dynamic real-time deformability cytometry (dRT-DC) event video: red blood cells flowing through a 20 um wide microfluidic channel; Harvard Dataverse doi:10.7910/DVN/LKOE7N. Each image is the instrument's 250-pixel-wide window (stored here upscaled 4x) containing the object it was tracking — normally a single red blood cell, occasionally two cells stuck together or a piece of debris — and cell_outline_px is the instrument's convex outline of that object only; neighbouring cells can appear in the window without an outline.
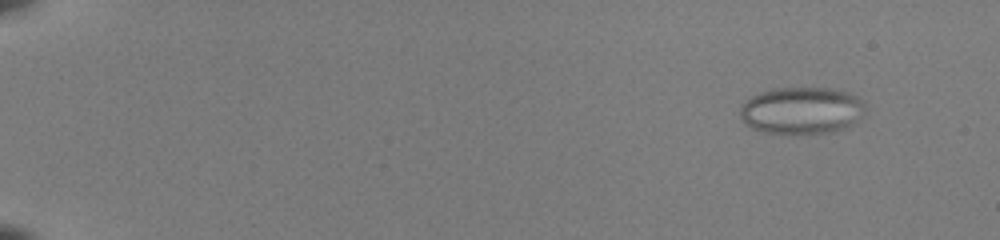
{"species": "common noctule bat (a hibernating species)", "species_latin": "Nyctalus noctula", "temperature_condition": "room temperature", "stored_images_in_passage": 54, "camera_frame_rate_fps": 3000, "um_per_image_px": 0.085, "animal": {"sex": "female", "body_mass_g": 22.0, "forearm_length_mm": 56.7}, "frame": {"image": 1, "passage_image": 6, "time_ms": 1.667, "image_size_px": [1000, 240], "cell_outline_px": [[860, 104], [848, 124], [832, 132], [764, 132], [752, 128], [740, 116], [740, 108], [752, 96], [764, 92], [780, 88], [828, 88], [848, 92], [856, 96], [860, 100]], "centroid_in_image_um": [68.0, 9.36], "position_along_channel_um": 17.0, "area_um2": 32.19}}
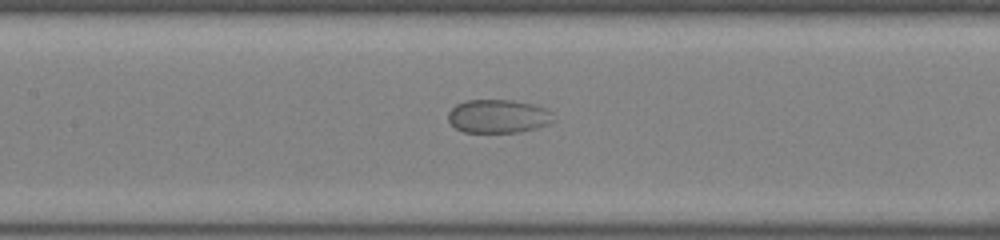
{"frame": {"image": 2, "passage_image": 29, "time_ms": 9.333, "image_size_px": [1000, 240], "cell_outline_px": [[556, 120], [536, 128], [520, 132], [464, 132], [456, 128], [448, 120], [448, 112], [456, 104], [468, 100], [512, 100], [532, 104], [544, 108], [552, 112]], "centroid_in_image_um": [42.35, 9.88], "position_along_channel_um": 165.0, "area_um2": 20.52}}
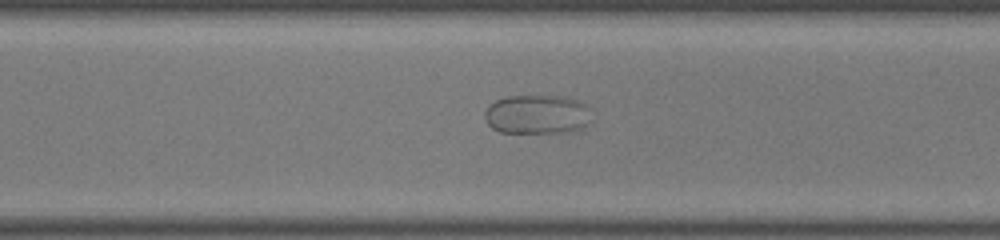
{"frame": {"image": 3, "passage_image": 41, "time_ms": 13.333, "image_size_px": [1000, 240], "cell_outline_px": [[588, 108], [584, 124], [580, 128], [568, 132], [500, 132], [492, 128], [488, 124], [484, 116], [484, 112], [496, 100], [508, 96], [564, 96], [576, 100], [584, 104]], "centroid_in_image_um": [45.57, 9.72], "position_along_channel_um": 325.0, "area_um2": 23.76}}